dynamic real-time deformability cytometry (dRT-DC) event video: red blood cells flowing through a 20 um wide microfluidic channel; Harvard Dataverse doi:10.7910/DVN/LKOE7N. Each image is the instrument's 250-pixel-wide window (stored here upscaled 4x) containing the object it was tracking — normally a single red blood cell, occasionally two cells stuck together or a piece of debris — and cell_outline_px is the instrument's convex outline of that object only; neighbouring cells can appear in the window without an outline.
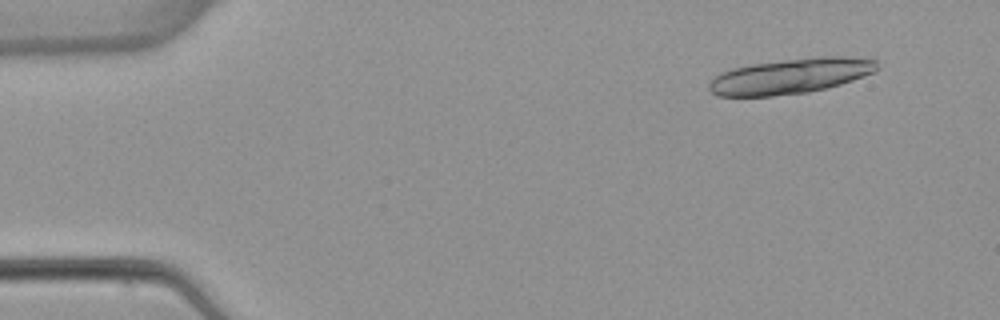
{"species": "common noctule bat (a hibernating species)", "species_latin": "Nyctalus noctula", "temperature_condition": "warm", "stored_images_in_passage": 6, "camera_frame_rate_fps": 3000, "um_per_image_px": 0.085, "animal": {"sex": "female", "body_mass_g": 22.7, "forearm_length_mm": 54.2}, "frame": {"image": 1, "passage_image": 2, "time_ms": 1.333, "image_size_px": [1000, 320], "cell_outline_px": [[880, 68], [876, 72], [828, 88], [808, 92], [772, 96], [716, 96], [708, 88], [708, 84], [720, 72], [732, 68], [752, 64], [784, 60], [824, 56], [844, 56], [876, 60]], "centroid_in_image_um": [67.21, 6.47], "position_along_channel_um": 17.8, "area_um2": 34.56}}
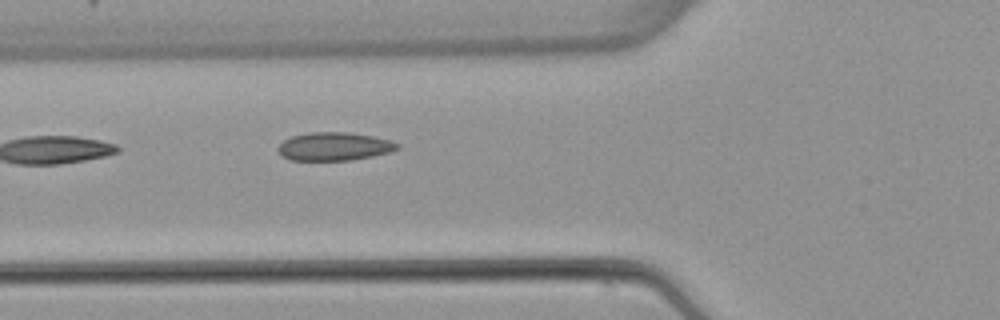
{"frame": {"image": 2, "passage_image": 6, "time_ms": 6.333, "image_size_px": [1000, 320], "cell_outline_px": [[400, 148], [392, 152], [372, 156], [348, 160], [288, 160], [280, 156], [276, 148], [284, 140], [292, 136], [308, 132], [348, 132], [372, 136], [388, 140], [400, 144]], "centroid_in_image_um": [28.38, 12.45], "position_along_channel_um": 97.4, "area_um2": 19.77}}